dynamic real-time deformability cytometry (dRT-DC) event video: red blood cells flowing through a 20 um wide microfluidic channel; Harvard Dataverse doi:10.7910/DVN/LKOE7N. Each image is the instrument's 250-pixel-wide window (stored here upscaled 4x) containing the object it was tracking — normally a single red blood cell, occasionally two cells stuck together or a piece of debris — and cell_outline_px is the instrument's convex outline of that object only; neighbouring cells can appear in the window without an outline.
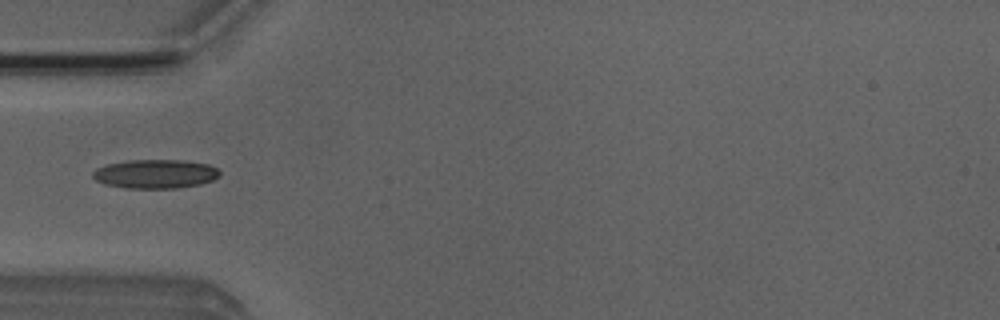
{"species": "Egyptian fruit bat (a non-hibernating species)", "species_latin": "Rousettus aegyptiacus", "temperature_condition": "room temperature", "stored_images_in_passage": 2, "camera_frame_rate_fps": 3000, "um_per_image_px": 0.085, "animal": {"sex": "male"}, "frame": {"image": 1, "passage_image": 1, "time_ms": 0.0, "image_size_px": [1000, 320], "cell_outline_px": [[220, 176], [212, 180], [200, 184], [176, 188], [124, 188], [104, 184], [96, 180], [92, 176], [92, 172], [96, 168], [108, 164], [128, 160], [184, 160], [208, 164], [216, 168], [220, 172]], "centroid_in_image_um": [13.19, 14.78], "position_along_channel_um": 71.8, "area_um2": 21.44}}